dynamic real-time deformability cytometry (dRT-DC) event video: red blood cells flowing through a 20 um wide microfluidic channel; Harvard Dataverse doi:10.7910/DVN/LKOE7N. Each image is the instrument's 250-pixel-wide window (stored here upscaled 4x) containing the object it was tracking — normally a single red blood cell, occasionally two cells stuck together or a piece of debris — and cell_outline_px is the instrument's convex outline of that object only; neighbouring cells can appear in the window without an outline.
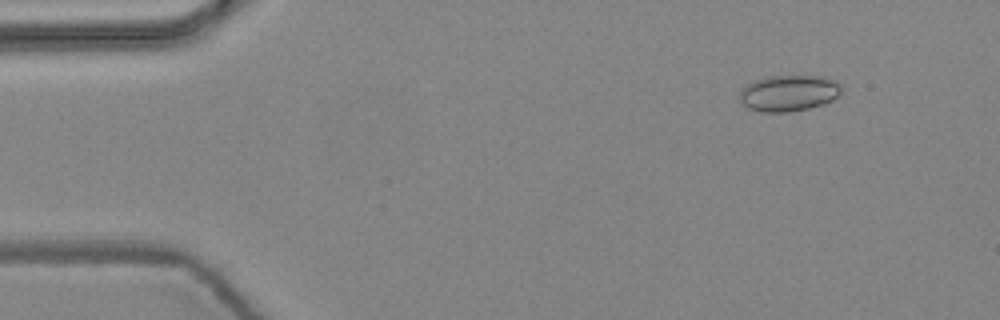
{"species": "common noctule bat (a hibernating species)", "species_latin": "Nyctalus noctula", "temperature_condition": "warm", "stored_images_in_passage": 4, "camera_frame_rate_fps": 3000, "um_per_image_px": 0.085, "animal": {"sex": "female", "body_mass_g": 24.6, "forearm_length_mm": 56.2}, "frame": {"image": 1, "passage_image": 2, "time_ms": 0.333, "image_size_px": [1000, 320], "cell_outline_px": [[840, 92], [832, 100], [824, 104], [808, 108], [788, 112], [760, 112], [748, 108], [740, 100], [740, 88], [756, 80], [768, 76], [820, 76], [832, 80], [840, 84]], "centroid_in_image_um": [67.01, 7.92], "position_along_channel_um": 18.0, "area_um2": 21.27}}